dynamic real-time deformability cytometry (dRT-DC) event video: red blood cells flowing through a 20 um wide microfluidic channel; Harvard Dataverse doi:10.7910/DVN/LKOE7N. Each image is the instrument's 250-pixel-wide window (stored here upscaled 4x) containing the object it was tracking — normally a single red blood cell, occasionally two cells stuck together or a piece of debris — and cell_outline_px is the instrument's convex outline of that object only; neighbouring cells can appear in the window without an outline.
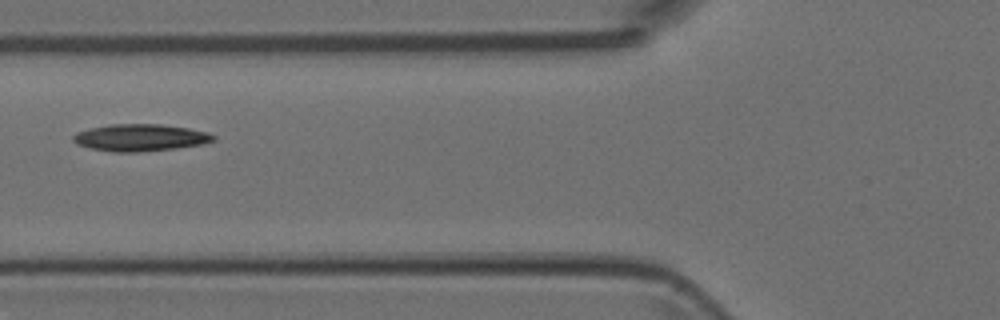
{"species": "Egyptian fruit bat (a non-hibernating species)", "species_latin": "Rousettus aegyptiacus", "temperature_condition": "room temperature", "stored_images_in_passage": 2, "camera_frame_rate_fps": 3000, "um_per_image_px": 0.085, "animal": {"sex": "female"}, "frame": {"image": 1, "passage_image": 2, "time_ms": 0.333, "image_size_px": [1000, 320], "cell_outline_px": [[216, 140], [204, 144], [176, 148], [136, 152], [116, 152], [92, 148], [76, 144], [72, 140], [72, 136], [76, 132], [108, 124], [160, 124], [188, 128], [208, 132], [216, 136]], "centroid_in_image_um": [11.95, 11.69], "position_along_channel_um": 113.9, "area_um2": 22.08}}